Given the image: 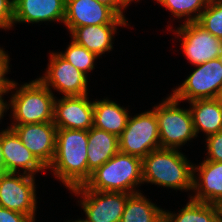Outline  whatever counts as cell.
<instances>
[{"label": "cell", "mask_w": 222, "mask_h": 222, "mask_svg": "<svg viewBox=\"0 0 222 222\" xmlns=\"http://www.w3.org/2000/svg\"><path fill=\"white\" fill-rule=\"evenodd\" d=\"M88 131L57 129L53 162L48 167L70 189L88 180Z\"/></svg>", "instance_id": "cell-1"}, {"label": "cell", "mask_w": 222, "mask_h": 222, "mask_svg": "<svg viewBox=\"0 0 222 222\" xmlns=\"http://www.w3.org/2000/svg\"><path fill=\"white\" fill-rule=\"evenodd\" d=\"M193 166L177 149L158 148L142 159L143 183L193 190Z\"/></svg>", "instance_id": "cell-2"}, {"label": "cell", "mask_w": 222, "mask_h": 222, "mask_svg": "<svg viewBox=\"0 0 222 222\" xmlns=\"http://www.w3.org/2000/svg\"><path fill=\"white\" fill-rule=\"evenodd\" d=\"M141 183H143L142 159L118 152L92 172L84 186L93 191L135 194L138 193L137 185Z\"/></svg>", "instance_id": "cell-3"}, {"label": "cell", "mask_w": 222, "mask_h": 222, "mask_svg": "<svg viewBox=\"0 0 222 222\" xmlns=\"http://www.w3.org/2000/svg\"><path fill=\"white\" fill-rule=\"evenodd\" d=\"M54 94L39 79L22 85L10 98L12 125L53 122Z\"/></svg>", "instance_id": "cell-4"}, {"label": "cell", "mask_w": 222, "mask_h": 222, "mask_svg": "<svg viewBox=\"0 0 222 222\" xmlns=\"http://www.w3.org/2000/svg\"><path fill=\"white\" fill-rule=\"evenodd\" d=\"M178 102L171 94L152 109L158 121L160 148L178 150L196 137L190 108L182 109Z\"/></svg>", "instance_id": "cell-5"}, {"label": "cell", "mask_w": 222, "mask_h": 222, "mask_svg": "<svg viewBox=\"0 0 222 222\" xmlns=\"http://www.w3.org/2000/svg\"><path fill=\"white\" fill-rule=\"evenodd\" d=\"M158 148L160 138L155 112L145 111L129 117L127 126L119 136V152L143 159Z\"/></svg>", "instance_id": "cell-6"}, {"label": "cell", "mask_w": 222, "mask_h": 222, "mask_svg": "<svg viewBox=\"0 0 222 222\" xmlns=\"http://www.w3.org/2000/svg\"><path fill=\"white\" fill-rule=\"evenodd\" d=\"M18 174V175H17ZM32 175L0 173V207L28 215L35 222L36 187Z\"/></svg>", "instance_id": "cell-7"}, {"label": "cell", "mask_w": 222, "mask_h": 222, "mask_svg": "<svg viewBox=\"0 0 222 222\" xmlns=\"http://www.w3.org/2000/svg\"><path fill=\"white\" fill-rule=\"evenodd\" d=\"M196 68L185 81L173 91L181 102L215 98L222 87V61L219 58L195 65Z\"/></svg>", "instance_id": "cell-8"}, {"label": "cell", "mask_w": 222, "mask_h": 222, "mask_svg": "<svg viewBox=\"0 0 222 222\" xmlns=\"http://www.w3.org/2000/svg\"><path fill=\"white\" fill-rule=\"evenodd\" d=\"M70 191L82 195L80 205L87 216L82 222H120L127 198L131 195L124 192L93 191L84 185Z\"/></svg>", "instance_id": "cell-9"}, {"label": "cell", "mask_w": 222, "mask_h": 222, "mask_svg": "<svg viewBox=\"0 0 222 222\" xmlns=\"http://www.w3.org/2000/svg\"><path fill=\"white\" fill-rule=\"evenodd\" d=\"M175 33L182 36L181 48L191 64L198 65L221 57L222 40L206 31L197 22H184Z\"/></svg>", "instance_id": "cell-10"}, {"label": "cell", "mask_w": 222, "mask_h": 222, "mask_svg": "<svg viewBox=\"0 0 222 222\" xmlns=\"http://www.w3.org/2000/svg\"><path fill=\"white\" fill-rule=\"evenodd\" d=\"M127 21L95 0H66L64 25L70 32L88 25H127Z\"/></svg>", "instance_id": "cell-11"}, {"label": "cell", "mask_w": 222, "mask_h": 222, "mask_svg": "<svg viewBox=\"0 0 222 222\" xmlns=\"http://www.w3.org/2000/svg\"><path fill=\"white\" fill-rule=\"evenodd\" d=\"M48 70L38 78L46 87L51 86L64 96L87 95V76L70 64L59 53H52Z\"/></svg>", "instance_id": "cell-12"}, {"label": "cell", "mask_w": 222, "mask_h": 222, "mask_svg": "<svg viewBox=\"0 0 222 222\" xmlns=\"http://www.w3.org/2000/svg\"><path fill=\"white\" fill-rule=\"evenodd\" d=\"M23 145L46 168L53 162L57 127L53 122L10 125Z\"/></svg>", "instance_id": "cell-13"}, {"label": "cell", "mask_w": 222, "mask_h": 222, "mask_svg": "<svg viewBox=\"0 0 222 222\" xmlns=\"http://www.w3.org/2000/svg\"><path fill=\"white\" fill-rule=\"evenodd\" d=\"M88 95L55 99L53 123L57 129L89 130L93 127L94 102ZM58 100V101H57Z\"/></svg>", "instance_id": "cell-14"}, {"label": "cell", "mask_w": 222, "mask_h": 222, "mask_svg": "<svg viewBox=\"0 0 222 222\" xmlns=\"http://www.w3.org/2000/svg\"><path fill=\"white\" fill-rule=\"evenodd\" d=\"M1 131L0 147L3 153L4 172L17 173L20 168L24 170V174L34 176L36 172L46 169L23 145L12 128Z\"/></svg>", "instance_id": "cell-15"}, {"label": "cell", "mask_w": 222, "mask_h": 222, "mask_svg": "<svg viewBox=\"0 0 222 222\" xmlns=\"http://www.w3.org/2000/svg\"><path fill=\"white\" fill-rule=\"evenodd\" d=\"M66 0H14V23L65 20Z\"/></svg>", "instance_id": "cell-16"}, {"label": "cell", "mask_w": 222, "mask_h": 222, "mask_svg": "<svg viewBox=\"0 0 222 222\" xmlns=\"http://www.w3.org/2000/svg\"><path fill=\"white\" fill-rule=\"evenodd\" d=\"M193 190L196 194L190 197L192 200L218 204L222 200V162L205 159L199 166H193Z\"/></svg>", "instance_id": "cell-17"}, {"label": "cell", "mask_w": 222, "mask_h": 222, "mask_svg": "<svg viewBox=\"0 0 222 222\" xmlns=\"http://www.w3.org/2000/svg\"><path fill=\"white\" fill-rule=\"evenodd\" d=\"M119 152V137L102 129L88 130V179L91 173Z\"/></svg>", "instance_id": "cell-18"}, {"label": "cell", "mask_w": 222, "mask_h": 222, "mask_svg": "<svg viewBox=\"0 0 222 222\" xmlns=\"http://www.w3.org/2000/svg\"><path fill=\"white\" fill-rule=\"evenodd\" d=\"M117 26L125 25H88L74 28L70 34L72 40L85 47L98 57L113 49L112 39L116 33Z\"/></svg>", "instance_id": "cell-19"}, {"label": "cell", "mask_w": 222, "mask_h": 222, "mask_svg": "<svg viewBox=\"0 0 222 222\" xmlns=\"http://www.w3.org/2000/svg\"><path fill=\"white\" fill-rule=\"evenodd\" d=\"M196 136L201 131L206 137L222 131V105L215 99H199L188 102Z\"/></svg>", "instance_id": "cell-20"}, {"label": "cell", "mask_w": 222, "mask_h": 222, "mask_svg": "<svg viewBox=\"0 0 222 222\" xmlns=\"http://www.w3.org/2000/svg\"><path fill=\"white\" fill-rule=\"evenodd\" d=\"M93 102V127L102 129L119 137L127 126V122L130 117L127 109L121 107L114 101L108 100L107 98Z\"/></svg>", "instance_id": "cell-21"}, {"label": "cell", "mask_w": 222, "mask_h": 222, "mask_svg": "<svg viewBox=\"0 0 222 222\" xmlns=\"http://www.w3.org/2000/svg\"><path fill=\"white\" fill-rule=\"evenodd\" d=\"M120 222H164V210L138 192L127 198Z\"/></svg>", "instance_id": "cell-22"}, {"label": "cell", "mask_w": 222, "mask_h": 222, "mask_svg": "<svg viewBox=\"0 0 222 222\" xmlns=\"http://www.w3.org/2000/svg\"><path fill=\"white\" fill-rule=\"evenodd\" d=\"M178 214L164 210V222H221L217 204L197 202L190 198Z\"/></svg>", "instance_id": "cell-23"}, {"label": "cell", "mask_w": 222, "mask_h": 222, "mask_svg": "<svg viewBox=\"0 0 222 222\" xmlns=\"http://www.w3.org/2000/svg\"><path fill=\"white\" fill-rule=\"evenodd\" d=\"M165 6L176 18H186L187 22H197L210 0H156ZM196 13V15H192Z\"/></svg>", "instance_id": "cell-24"}, {"label": "cell", "mask_w": 222, "mask_h": 222, "mask_svg": "<svg viewBox=\"0 0 222 222\" xmlns=\"http://www.w3.org/2000/svg\"><path fill=\"white\" fill-rule=\"evenodd\" d=\"M59 54L86 76L89 71L93 70L94 61L98 57L95 53L90 52L73 40L68 45L65 53L60 52Z\"/></svg>", "instance_id": "cell-25"}, {"label": "cell", "mask_w": 222, "mask_h": 222, "mask_svg": "<svg viewBox=\"0 0 222 222\" xmlns=\"http://www.w3.org/2000/svg\"><path fill=\"white\" fill-rule=\"evenodd\" d=\"M197 23L222 40V0H210Z\"/></svg>", "instance_id": "cell-26"}, {"label": "cell", "mask_w": 222, "mask_h": 222, "mask_svg": "<svg viewBox=\"0 0 222 222\" xmlns=\"http://www.w3.org/2000/svg\"><path fill=\"white\" fill-rule=\"evenodd\" d=\"M207 154L206 160L213 162H222V131L206 137Z\"/></svg>", "instance_id": "cell-27"}, {"label": "cell", "mask_w": 222, "mask_h": 222, "mask_svg": "<svg viewBox=\"0 0 222 222\" xmlns=\"http://www.w3.org/2000/svg\"><path fill=\"white\" fill-rule=\"evenodd\" d=\"M9 60L8 54L2 48L0 50V92H9L17 88L18 83L5 78V74L9 70Z\"/></svg>", "instance_id": "cell-28"}, {"label": "cell", "mask_w": 222, "mask_h": 222, "mask_svg": "<svg viewBox=\"0 0 222 222\" xmlns=\"http://www.w3.org/2000/svg\"><path fill=\"white\" fill-rule=\"evenodd\" d=\"M14 0H0V29H10L13 24Z\"/></svg>", "instance_id": "cell-29"}, {"label": "cell", "mask_w": 222, "mask_h": 222, "mask_svg": "<svg viewBox=\"0 0 222 222\" xmlns=\"http://www.w3.org/2000/svg\"><path fill=\"white\" fill-rule=\"evenodd\" d=\"M0 222H34L28 215L0 207Z\"/></svg>", "instance_id": "cell-30"}, {"label": "cell", "mask_w": 222, "mask_h": 222, "mask_svg": "<svg viewBox=\"0 0 222 222\" xmlns=\"http://www.w3.org/2000/svg\"><path fill=\"white\" fill-rule=\"evenodd\" d=\"M95 1L112 8L120 17L125 18L122 10L127 8L128 5L123 0H95Z\"/></svg>", "instance_id": "cell-31"}, {"label": "cell", "mask_w": 222, "mask_h": 222, "mask_svg": "<svg viewBox=\"0 0 222 222\" xmlns=\"http://www.w3.org/2000/svg\"><path fill=\"white\" fill-rule=\"evenodd\" d=\"M7 93V92H0V120L1 118H3V114L4 112L9 109L8 107V103L7 102H4V99L2 98L3 95ZM7 103V104H6ZM8 107V108H7Z\"/></svg>", "instance_id": "cell-32"}, {"label": "cell", "mask_w": 222, "mask_h": 222, "mask_svg": "<svg viewBox=\"0 0 222 222\" xmlns=\"http://www.w3.org/2000/svg\"><path fill=\"white\" fill-rule=\"evenodd\" d=\"M4 172V162H3V153L0 147V173Z\"/></svg>", "instance_id": "cell-33"}, {"label": "cell", "mask_w": 222, "mask_h": 222, "mask_svg": "<svg viewBox=\"0 0 222 222\" xmlns=\"http://www.w3.org/2000/svg\"><path fill=\"white\" fill-rule=\"evenodd\" d=\"M215 99L222 105V87L219 89Z\"/></svg>", "instance_id": "cell-34"}, {"label": "cell", "mask_w": 222, "mask_h": 222, "mask_svg": "<svg viewBox=\"0 0 222 222\" xmlns=\"http://www.w3.org/2000/svg\"><path fill=\"white\" fill-rule=\"evenodd\" d=\"M220 220L222 222V200L217 204Z\"/></svg>", "instance_id": "cell-35"}, {"label": "cell", "mask_w": 222, "mask_h": 222, "mask_svg": "<svg viewBox=\"0 0 222 222\" xmlns=\"http://www.w3.org/2000/svg\"><path fill=\"white\" fill-rule=\"evenodd\" d=\"M127 5H129V3H131L134 0H123Z\"/></svg>", "instance_id": "cell-36"}, {"label": "cell", "mask_w": 222, "mask_h": 222, "mask_svg": "<svg viewBox=\"0 0 222 222\" xmlns=\"http://www.w3.org/2000/svg\"><path fill=\"white\" fill-rule=\"evenodd\" d=\"M70 222V221H67ZM72 222H82L80 219L76 220V221H72Z\"/></svg>", "instance_id": "cell-37"}]
</instances>
